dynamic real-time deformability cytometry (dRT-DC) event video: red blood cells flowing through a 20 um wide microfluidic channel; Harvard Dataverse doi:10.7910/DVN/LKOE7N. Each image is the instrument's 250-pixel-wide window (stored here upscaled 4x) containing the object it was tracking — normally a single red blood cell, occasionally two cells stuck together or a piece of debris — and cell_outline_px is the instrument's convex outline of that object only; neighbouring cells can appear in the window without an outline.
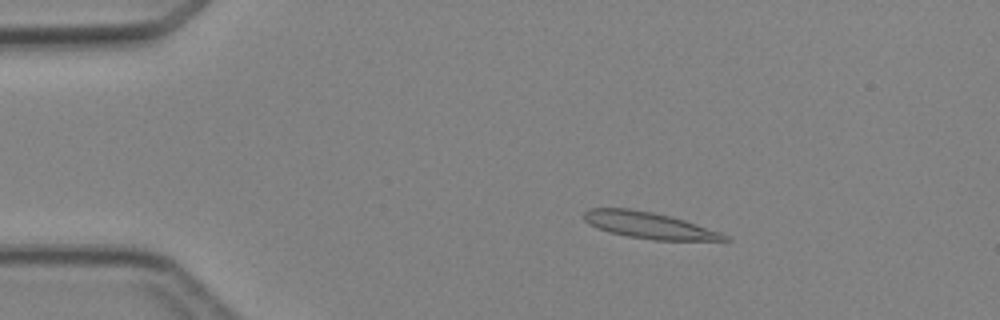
{"species": "Egyptian fruit bat (a non-hibernating species)", "species_latin": "Rousettus aegyptiacus", "temperature_condition": "cold", "stored_images_in_passage": 3, "camera_frame_rate_fps": 3000, "um_per_image_px": 0.085, "animal": {"sex": "female"}, "frame": {"image": 1, "passage_image": 2, "time_ms": 1.0, "image_size_px": [1000, 320], "cell_outline_px": [[732, 240], [652, 240], [628, 236], [608, 232], [588, 224], [584, 220], [584, 212], [588, 208], [628, 208], [652, 212], [684, 220], [720, 232], [728, 236]], "centroid_in_image_um": [55.12, 19.15], "position_along_channel_um": 29.9, "area_um2": 21.44}}